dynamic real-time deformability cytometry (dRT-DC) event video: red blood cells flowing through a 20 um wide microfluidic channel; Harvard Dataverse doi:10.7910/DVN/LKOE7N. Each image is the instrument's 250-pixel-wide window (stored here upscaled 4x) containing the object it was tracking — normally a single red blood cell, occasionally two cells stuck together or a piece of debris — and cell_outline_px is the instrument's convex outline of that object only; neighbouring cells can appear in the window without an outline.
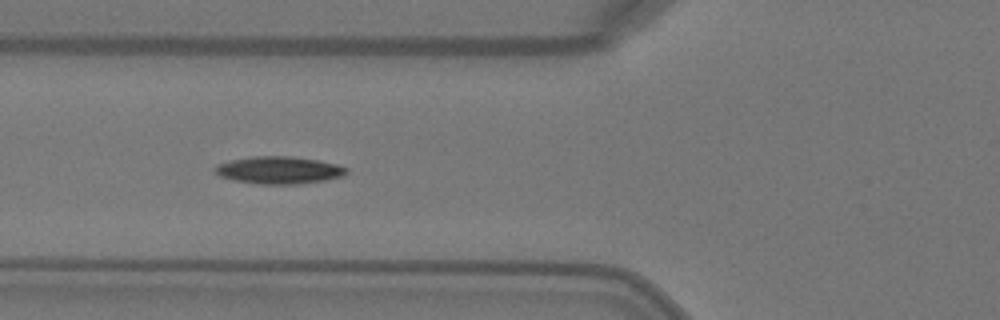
{"species": "Egyptian fruit bat (a non-hibernating species)", "species_latin": "Rousettus aegyptiacus", "temperature_condition": "warm", "stored_images_in_passage": 37, "camera_frame_rate_fps": 3000, "um_per_image_px": 0.085, "animal": {"sex": "female"}, "frame": {"image": 1, "passage_image": 6, "time_ms": 1.667, "image_size_px": [1000, 320], "cell_outline_px": [[348, 172], [344, 176], [324, 180], [296, 184], [260, 184], [236, 180], [220, 176], [212, 168], [220, 164], [232, 160], [252, 156], [292, 156], [316, 160], [336, 164], [348, 168]], "centroid_in_image_um": [23.74, 14.46], "position_along_channel_um": 102.1, "area_um2": 20.75}, "authors_computed_cell_mechanics": {"area_um2": 20.23, "velocity_mm_per_s": 4.0961, "shape_relaxation_time_tau1_ms": 2.6893, "shape_relaxation_time_tau2_ms": null, "deformation_change_tau1": 0.1358, "deformation_change_tau2": null}}